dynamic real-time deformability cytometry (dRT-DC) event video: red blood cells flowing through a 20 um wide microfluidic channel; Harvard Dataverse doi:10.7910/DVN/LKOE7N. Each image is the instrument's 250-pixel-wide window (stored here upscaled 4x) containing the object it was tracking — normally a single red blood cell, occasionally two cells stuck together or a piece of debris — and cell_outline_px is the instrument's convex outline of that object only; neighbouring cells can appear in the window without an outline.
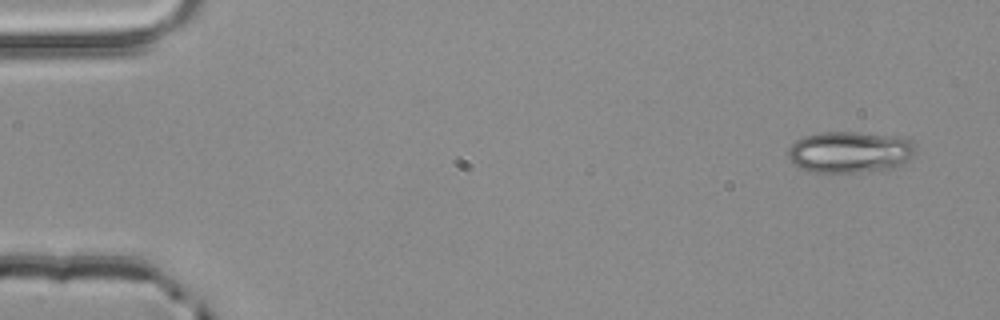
{"species": "common noctule bat (a hibernating species)", "species_latin": "Nyctalus noctula", "temperature_condition": "room temperature", "stored_images_in_passage": 4, "camera_frame_rate_fps": 3000, "um_per_image_px": 0.085, "animal": {"sex": "male", "body_mass_g": 20.4}, "frame": {"image": 1, "passage_image": 1, "time_ms": 0.0, "image_size_px": [1000, 320], "cell_outline_px": [[916, 152], [912, 156], [896, 168], [860, 172], [816, 172], [796, 168], [792, 164], [788, 156], [788, 148], [796, 140], [804, 136], [820, 132], [856, 132], [912, 140], [916, 144]], "centroid_in_image_um": [72.2, 12.94], "position_along_channel_um": 12.8, "area_um2": 30.81}}